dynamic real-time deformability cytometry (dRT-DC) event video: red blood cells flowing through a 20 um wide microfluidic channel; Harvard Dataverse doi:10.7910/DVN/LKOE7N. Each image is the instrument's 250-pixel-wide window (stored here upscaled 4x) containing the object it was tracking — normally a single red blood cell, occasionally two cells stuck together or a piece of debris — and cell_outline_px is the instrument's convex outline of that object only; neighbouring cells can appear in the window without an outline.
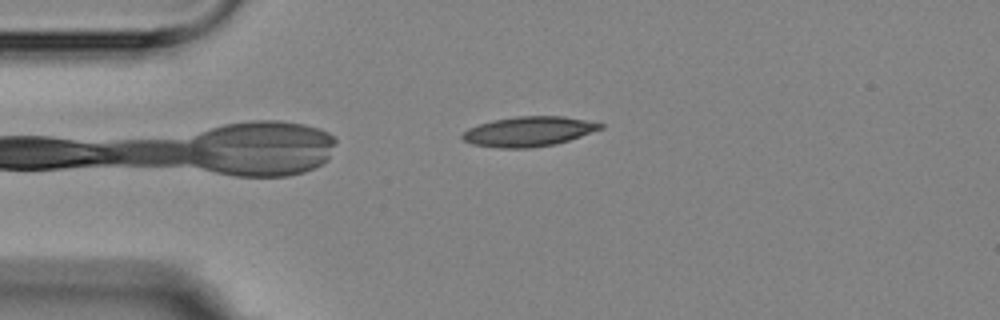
{"species": "Egyptian fruit bat (a non-hibernating species)", "species_latin": "Rousettus aegyptiacus", "temperature_condition": "room temperature", "stored_images_in_passage": 2, "camera_frame_rate_fps": 3000, "um_per_image_px": 0.085, "animal": {"sex": "female"}, "frame": {"image": 1, "passage_image": 1, "time_ms": 0.0, "image_size_px": [1000, 320], "cell_outline_px": [[604, 128], [556, 144], [532, 148], [500, 148], [472, 144], [464, 140], [460, 136], [468, 128], [492, 120], [516, 116], [564, 116], [604, 124]], "centroid_in_image_um": [44.93, 11.18], "position_along_channel_um": 40.1, "area_um2": 23.93}}